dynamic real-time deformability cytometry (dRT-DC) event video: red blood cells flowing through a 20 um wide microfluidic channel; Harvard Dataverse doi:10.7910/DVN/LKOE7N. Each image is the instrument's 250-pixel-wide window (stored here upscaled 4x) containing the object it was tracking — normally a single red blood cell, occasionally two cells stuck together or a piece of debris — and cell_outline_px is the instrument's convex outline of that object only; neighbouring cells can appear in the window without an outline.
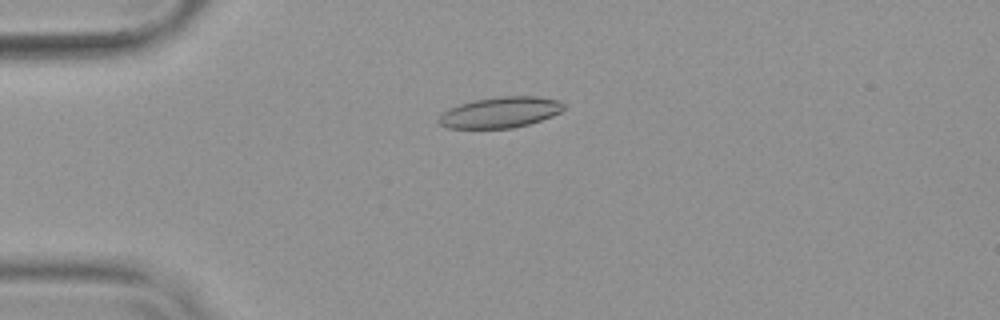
{"species": "common noctule bat (a hibernating species)", "species_latin": "Nyctalus noctula", "temperature_condition": "warm", "stored_images_in_passage": 47, "camera_frame_rate_fps": 3000, "um_per_image_px": 0.085, "animal": {"sex": "female", "body_mass_g": 19.9}, "frame": {"image": 1, "passage_image": 7, "time_ms": 2.0, "image_size_px": [1000, 320], "cell_outline_px": [[564, 108], [560, 112], [552, 116], [528, 124], [512, 128], [448, 128], [440, 124], [436, 120], [440, 112], [448, 108], [472, 100], [500, 96], [536, 96], [560, 100], [564, 104]], "centroid_in_image_um": [42.48, 9.54], "position_along_channel_um": 42.5, "area_um2": 22.66}}
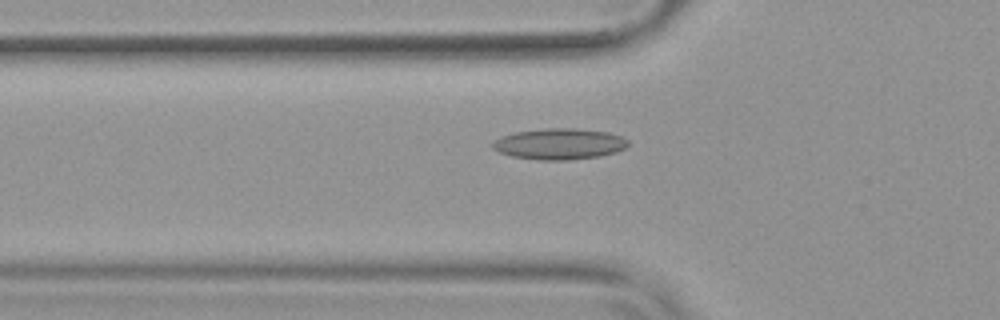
{"frame": {"image": 2, "passage_image": 12, "time_ms": 3.667, "image_size_px": [1000, 320], "cell_outline_px": [[628, 144], [624, 148], [616, 152], [600, 156], [568, 160], [540, 160], [512, 156], [500, 152], [492, 148], [492, 144], [500, 136], [516, 132], [544, 128], [576, 128], [608, 132], [620, 136], [628, 140]], "centroid_in_image_um": [47.55, 12.23], "position_along_channel_um": 78.3, "area_um2": 24.45}}
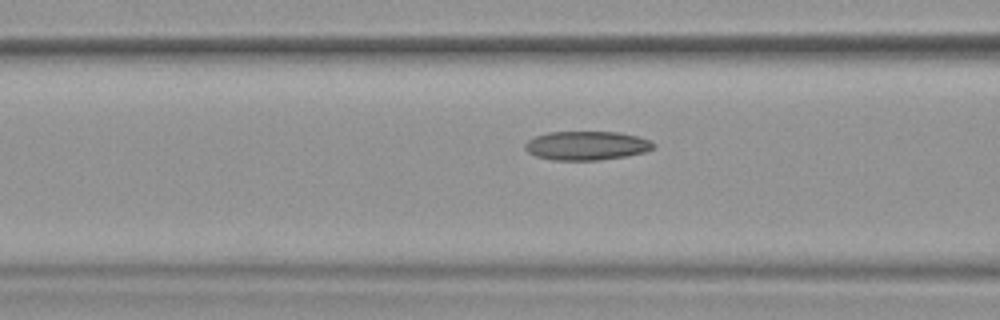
{"frame": {"image": 3, "passage_image": 15, "time_ms": 4.667, "image_size_px": [1000, 320], "cell_outline_px": [[656, 144], [652, 148], [644, 152], [628, 156], [600, 160], [552, 160], [536, 156], [528, 152], [524, 148], [524, 144], [528, 140], [536, 136], [548, 132], [620, 132], [652, 140]], "centroid_in_image_um": [49.87, 12.38], "position_along_channel_um": 116.7, "area_um2": 21.73}, "authors_computed_cell_mechanics": {"area_um2": 21.5016, "velocity_mm_per_s": 3.7963, "shape_relaxation_time_tau1_ms": null, "shape_relaxation_time_tau2_ms": 2.474, "deformation_change_tau1": null, "deformation_change_tau2": 0.0873}}